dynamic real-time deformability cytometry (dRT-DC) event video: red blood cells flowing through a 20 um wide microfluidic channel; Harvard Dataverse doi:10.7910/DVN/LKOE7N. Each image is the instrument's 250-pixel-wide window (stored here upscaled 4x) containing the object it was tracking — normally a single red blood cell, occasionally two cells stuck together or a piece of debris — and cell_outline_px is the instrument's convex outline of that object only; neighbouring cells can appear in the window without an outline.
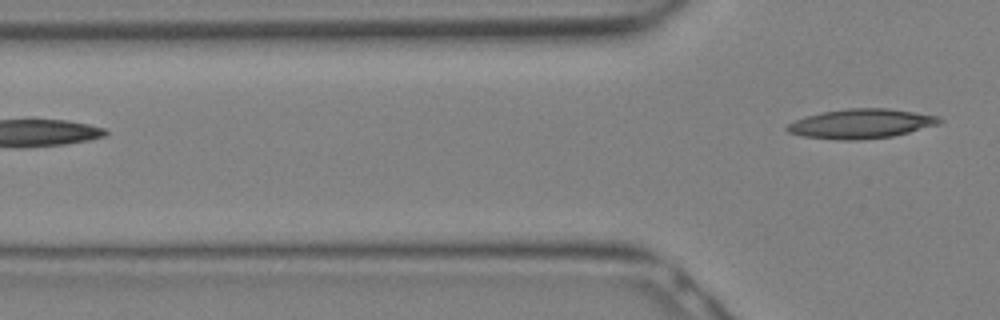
{"species": "Egyptian fruit bat (a non-hibernating species)", "species_latin": "Rousettus aegyptiacus", "temperature_condition": "warm", "stored_images_in_passage": 7, "segment_of_instrument_passage": [2, 2], "camera_frame_rate_fps": 3000, "um_per_image_px": 0.085, "animal": {"sex": "female"}, "frame": {"image": 1, "passage_image": 7, "time_ms": 2.0, "image_size_px": [1000, 320], "cell_outline_px": [[944, 120], [936, 124], [908, 132], [892, 136], [860, 140], [836, 140], [800, 136], [788, 132], [784, 128], [788, 124], [804, 116], [820, 112], [848, 108], [888, 108], [936, 116]], "centroid_in_image_um": [73.09, 10.52], "position_along_channel_um": 52.7, "area_um2": 26.07}}